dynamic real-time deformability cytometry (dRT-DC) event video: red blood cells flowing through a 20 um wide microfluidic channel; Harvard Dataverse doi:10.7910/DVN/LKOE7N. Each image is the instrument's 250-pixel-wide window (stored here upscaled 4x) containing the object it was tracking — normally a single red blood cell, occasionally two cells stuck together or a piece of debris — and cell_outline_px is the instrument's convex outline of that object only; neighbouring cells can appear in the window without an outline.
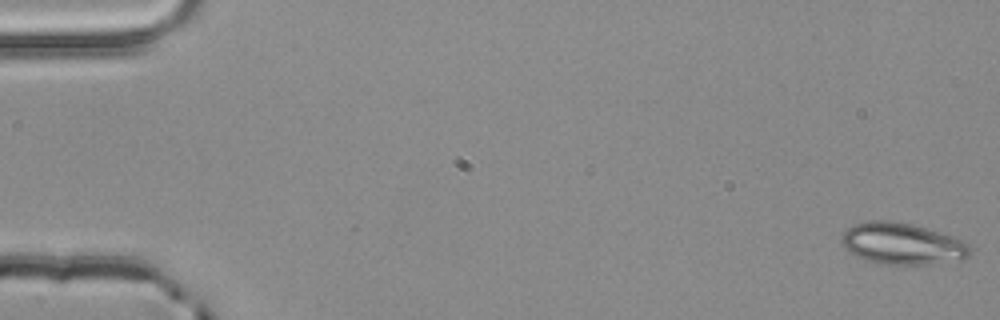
{"species": "common noctule bat (a hibernating species)", "species_latin": "Nyctalus noctula", "temperature_condition": "room temperature", "stored_images_in_passage": 4, "camera_frame_rate_fps": 3000, "um_per_image_px": 0.085, "animal": {"sex": "male", "body_mass_g": 20.4}, "frame": {"image": 1, "passage_image": 1, "time_ms": 0.0, "image_size_px": [1000, 320], "cell_outline_px": [[972, 252], [964, 260], [928, 264], [884, 264], [864, 260], [848, 252], [840, 240], [840, 236], [852, 224], [868, 220], [892, 220], [912, 224], [952, 236], [964, 240], [972, 248]], "centroid_in_image_um": [76.69, 20.71], "position_along_channel_um": 8.3, "area_um2": 31.5}}